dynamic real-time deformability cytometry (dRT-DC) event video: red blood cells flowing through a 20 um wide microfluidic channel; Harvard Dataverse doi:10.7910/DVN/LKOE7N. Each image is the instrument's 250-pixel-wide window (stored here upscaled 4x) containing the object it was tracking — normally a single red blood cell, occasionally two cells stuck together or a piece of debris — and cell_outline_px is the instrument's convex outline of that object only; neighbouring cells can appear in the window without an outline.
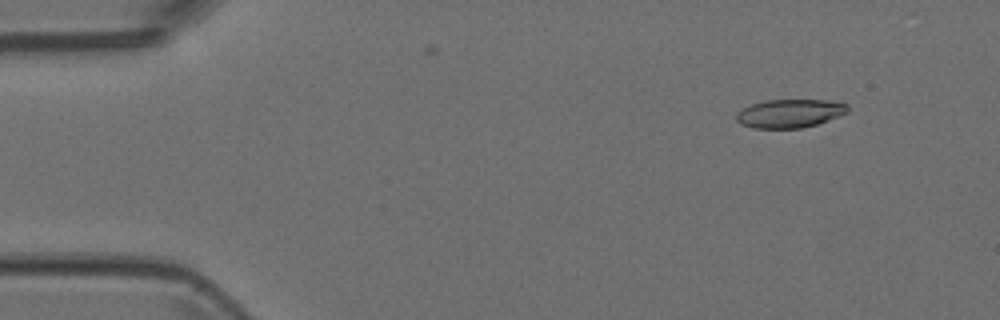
{"species": "Egyptian fruit bat (a non-hibernating species)", "species_latin": "Rousettus aegyptiacus", "temperature_condition": "room temperature", "stored_images_in_passage": 6, "camera_frame_rate_fps": 3000, "um_per_image_px": 0.085, "animal": {"sex": "female"}, "frame": {"image": 1, "passage_image": 2, "time_ms": 0.333, "image_size_px": [1000, 320], "cell_outline_px": [[848, 112], [828, 120], [816, 124], [800, 128], [752, 128], [740, 124], [736, 120], [736, 112], [752, 104], [764, 100], [828, 100], [848, 104]], "centroid_in_image_um": [67.11, 9.64], "position_along_channel_um": 17.9, "area_um2": 18.44}}
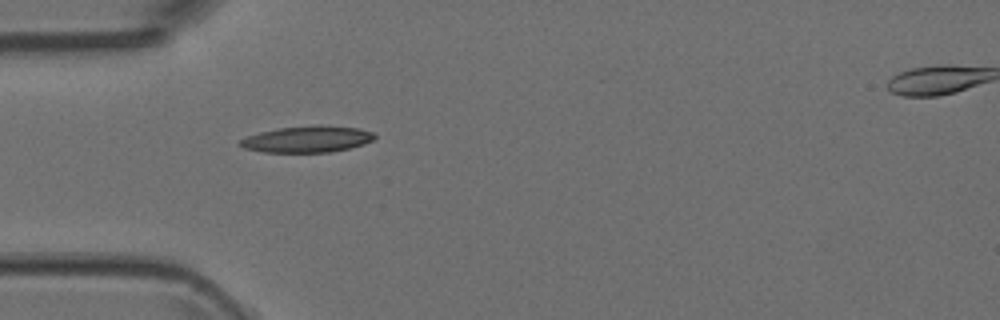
{"frame": {"image": 2, "passage_image": 5, "time_ms": 1.333, "image_size_px": [1000, 320], "cell_outline_px": [[376, 136], [372, 140], [364, 144], [348, 148], [328, 152], [264, 152], [244, 148], [236, 144], [240, 140], [248, 136], [260, 132], [280, 128], [360, 128], [376, 132]], "centroid_in_image_um": [26.09, 11.88], "position_along_channel_um": 58.9, "area_um2": 19.65}}